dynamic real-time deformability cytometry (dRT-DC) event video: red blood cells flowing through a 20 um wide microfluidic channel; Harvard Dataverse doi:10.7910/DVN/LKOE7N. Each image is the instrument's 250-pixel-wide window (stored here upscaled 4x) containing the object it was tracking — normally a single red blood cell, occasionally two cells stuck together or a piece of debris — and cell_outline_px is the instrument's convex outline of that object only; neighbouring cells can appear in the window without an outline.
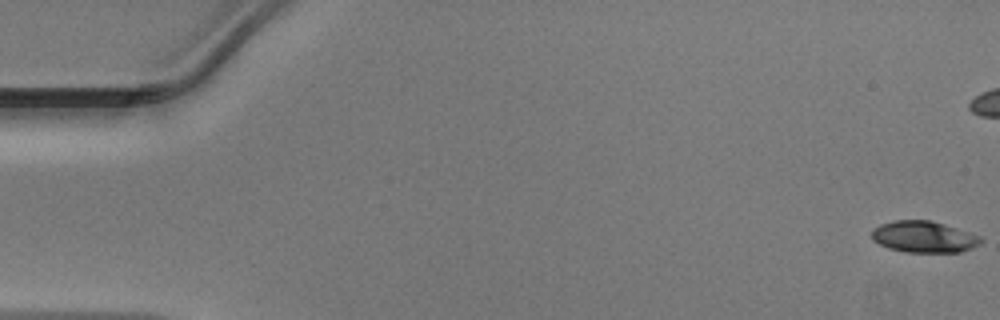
{"species": "Egyptian fruit bat (a non-hibernating species)", "species_latin": "Rousettus aegyptiacus", "temperature_condition": "warm", "stored_images_in_passage": 42, "camera_frame_rate_fps": 3000, "um_per_image_px": 0.085, "animal": {"sex": "male"}, "frame": {"image": 1, "passage_image": 1, "time_ms": 0.0, "image_size_px": [1000, 320], "cell_outline_px": [[984, 240], [980, 244], [972, 248], [960, 252], [904, 252], [888, 248], [872, 240], [872, 228], [880, 224], [892, 220], [932, 220], [980, 236]], "centroid_in_image_um": [78.51, 20.13], "position_along_channel_um": 6.5, "area_um2": 20.11}}
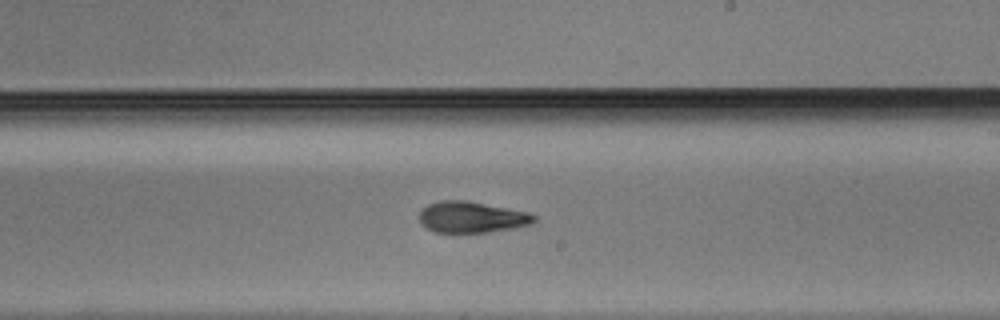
{"frame": {"image": 2, "passage_image": 29, "time_ms": 9.333, "image_size_px": [1000, 320], "cell_outline_px": [[536, 220], [528, 224], [516, 228], [488, 232], [436, 232], [428, 228], [416, 216], [420, 208], [428, 204], [440, 200], [464, 200], [528, 212], [536, 216]], "centroid_in_image_um": [40.05, 18.45], "position_along_channel_um": 249.0, "area_um2": 20.81}}
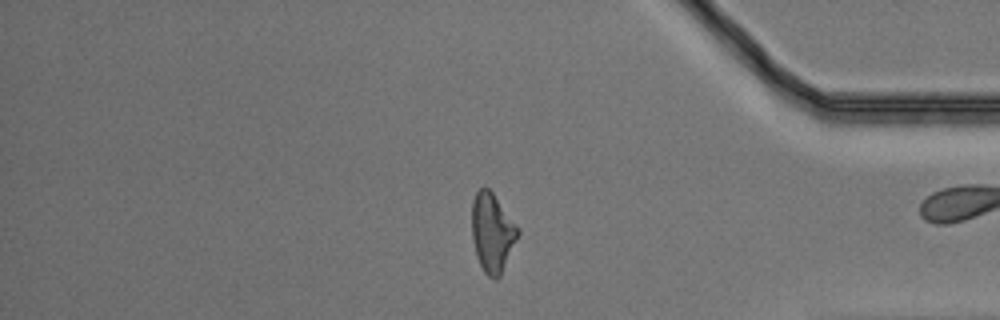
{"frame": {"image": 3, "passage_image": 41, "time_ms": 13.333, "image_size_px": [1000, 320], "cell_outline_px": [[520, 232], [500, 276], [496, 280], [488, 276], [484, 272], [480, 264], [472, 240], [472, 200], [476, 192], [480, 188], [488, 188], [492, 192], [520, 228]], "centroid_in_image_um": [41.85, 19.76], "position_along_channel_um": 393.4, "area_um2": 21.04}}